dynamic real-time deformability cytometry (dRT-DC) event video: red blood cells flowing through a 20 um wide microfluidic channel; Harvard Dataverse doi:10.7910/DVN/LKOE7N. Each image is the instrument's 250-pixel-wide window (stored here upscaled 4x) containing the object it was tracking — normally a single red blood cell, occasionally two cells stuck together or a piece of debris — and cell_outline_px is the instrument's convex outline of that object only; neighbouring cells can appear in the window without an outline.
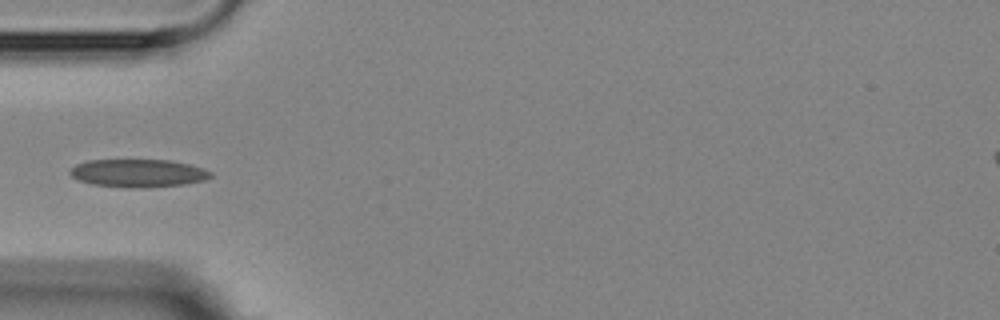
{"species": "Egyptian fruit bat (a non-hibernating species)", "species_latin": "Rousettus aegyptiacus", "temperature_condition": "room temperature", "stored_images_in_passage": 6, "camera_frame_rate_fps": 3000, "um_per_image_px": 0.085, "animal": {"sex": "female"}, "frame": {"image": 1, "passage_image": 3, "time_ms": 2.333, "image_size_px": [1000, 320], "cell_outline_px": [[212, 176], [204, 180], [184, 184], [144, 188], [132, 188], [92, 184], [80, 180], [72, 176], [68, 172], [76, 164], [88, 160], [172, 160], [204, 168], [212, 172]], "centroid_in_image_um": [11.76, 14.71], "position_along_channel_um": 73.2, "area_um2": 22.89}}
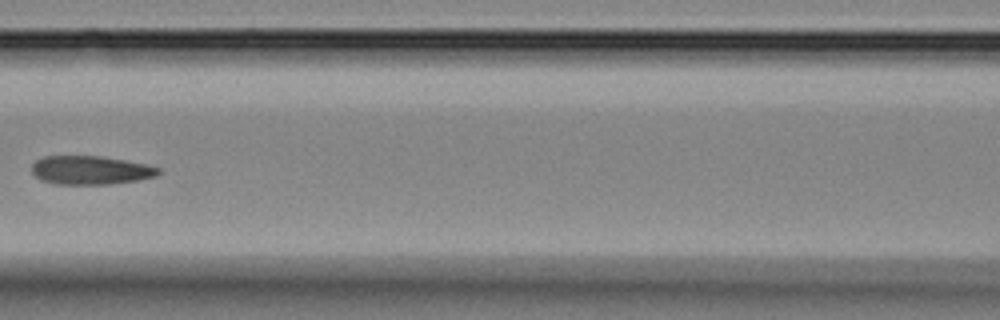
{"frame": {"image": 2, "passage_image": 5, "time_ms": 4.667, "image_size_px": [1000, 320], "cell_outline_px": [[160, 172], [156, 176], [140, 180], [108, 184], [56, 184], [40, 180], [32, 172], [32, 164], [36, 160], [44, 156], [100, 156], [148, 164], [160, 168]], "centroid_in_image_um": [7.71, 14.46], "position_along_channel_um": 158.9, "area_um2": 21.21}}
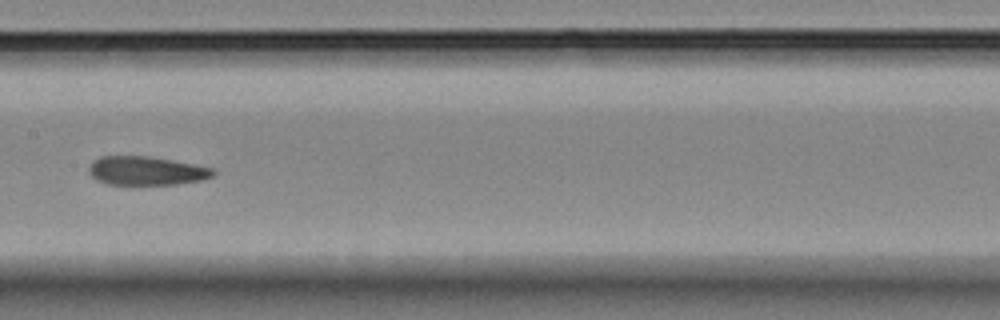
{"frame": {"image": 3, "passage_image": 6, "time_ms": 5.667, "image_size_px": [1000, 320], "cell_outline_px": [[216, 172], [212, 176], [204, 180], [176, 184], [108, 184], [96, 180], [88, 172], [88, 164], [100, 156], [148, 156], [192, 164], [212, 168]], "centroid_in_image_um": [12.4, 14.52], "position_along_channel_um": 195.0, "area_um2": 20.75}}